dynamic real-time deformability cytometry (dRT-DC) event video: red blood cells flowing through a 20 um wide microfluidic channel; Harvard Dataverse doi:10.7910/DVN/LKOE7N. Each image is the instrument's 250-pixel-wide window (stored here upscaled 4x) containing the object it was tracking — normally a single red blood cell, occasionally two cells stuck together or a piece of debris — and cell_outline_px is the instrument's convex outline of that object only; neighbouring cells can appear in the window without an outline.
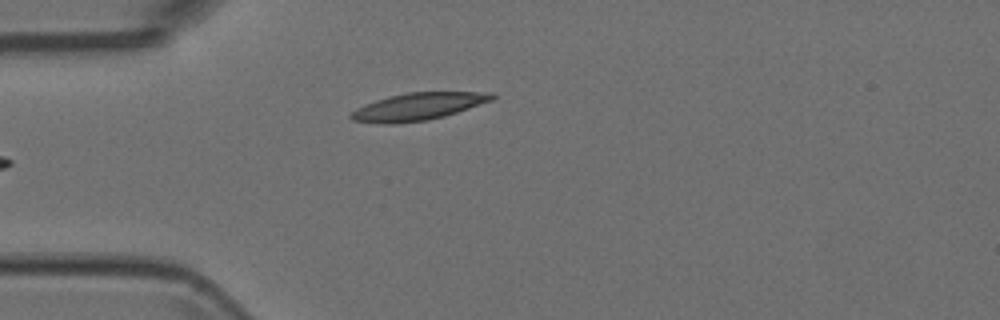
{"species": "Egyptian fruit bat (a non-hibernating species)", "species_latin": "Rousettus aegyptiacus", "temperature_condition": "room temperature", "stored_images_in_passage": 6, "camera_frame_rate_fps": 3000, "um_per_image_px": 0.085, "animal": {"sex": "female"}, "frame": {"image": 1, "passage_image": 5, "time_ms": 1.333, "image_size_px": [1000, 320], "cell_outline_px": [[496, 96], [492, 100], [444, 116], [424, 120], [392, 124], [388, 124], [352, 120], [348, 116], [356, 108], [364, 104], [388, 96], [408, 92], [492, 92]], "centroid_in_image_um": [35.51, 9.04], "position_along_channel_um": 49.5, "area_um2": 22.2}}